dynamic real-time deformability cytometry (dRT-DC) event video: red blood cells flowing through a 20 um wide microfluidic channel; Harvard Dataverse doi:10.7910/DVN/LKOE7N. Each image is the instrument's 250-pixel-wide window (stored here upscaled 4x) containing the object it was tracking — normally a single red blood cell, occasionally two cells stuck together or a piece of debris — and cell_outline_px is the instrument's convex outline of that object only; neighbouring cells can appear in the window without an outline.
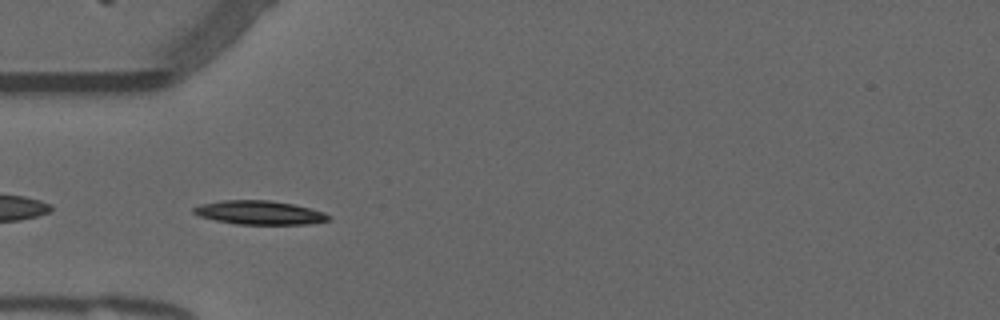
{"species": "common noctule bat (a hibernating species)", "species_latin": "Nyctalus noctula", "temperature_condition": "warm", "stored_images_in_passage": 39, "camera_frame_rate_fps": 3000, "um_per_image_px": 0.085, "animal": {"sex": "male", "forearm_length_mm": 52.5}, "frame": {"image": 1, "passage_image": 2, "time_ms": 0.333, "image_size_px": [1000, 320], "cell_outline_px": [[332, 220], [308, 224], [236, 224], [216, 220], [200, 216], [192, 212], [192, 208], [200, 204], [220, 200], [268, 200], [292, 204], [324, 212], [332, 216]], "centroid_in_image_um": [22.06, 18.07], "position_along_channel_um": 62.9, "area_um2": 18.73}}
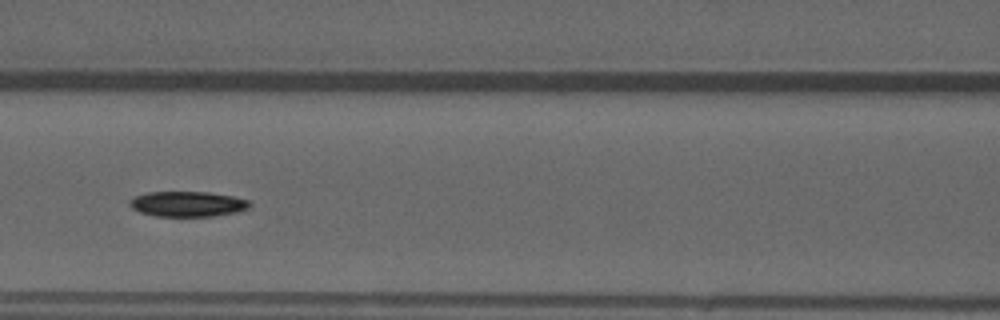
{"frame": {"image": 2, "passage_image": 9, "time_ms": 2.667, "image_size_px": [1000, 320], "cell_outline_px": [[252, 204], [248, 208], [236, 212], [216, 216], [156, 216], [140, 212], [132, 208], [128, 204], [128, 200], [136, 196], [148, 192], [208, 192], [232, 196], [248, 200]], "centroid_in_image_um": [15.93, 17.34], "position_along_channel_um": 150.7, "area_um2": 17.69}}
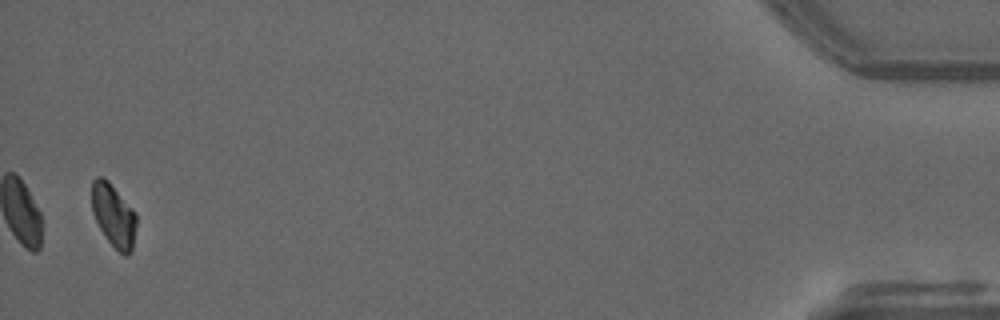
{"frame": {"image": 3, "passage_image": 38, "time_ms": 12.333, "image_size_px": [1000, 320], "cell_outline_px": [[136, 224], [132, 252], [128, 256], [124, 256], [104, 236], [92, 212], [92, 180], [96, 176], [104, 176], [108, 180], [136, 212]], "centroid_in_image_um": [9.66, 18.29], "position_along_channel_um": 425.5, "area_um2": 16.47}, "authors_computed_cell_mechanics": {"area_um2": 17.918, "velocity_mm_per_s": 3.7958, "shape_relaxation_time_tau1_ms": 7.427, "shape_relaxation_time_tau2_ms": null, "deformation_change_tau1": 0.1964, "deformation_change_tau2": null}}